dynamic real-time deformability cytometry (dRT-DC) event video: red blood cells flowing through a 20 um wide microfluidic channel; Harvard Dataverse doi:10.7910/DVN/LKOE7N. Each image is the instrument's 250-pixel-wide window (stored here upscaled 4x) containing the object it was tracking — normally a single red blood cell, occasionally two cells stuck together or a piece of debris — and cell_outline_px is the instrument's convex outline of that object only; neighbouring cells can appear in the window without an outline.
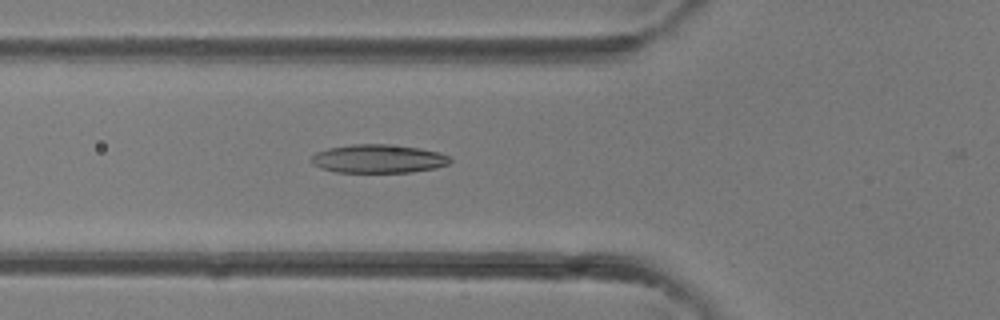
{"species": "common noctule bat (a hibernating species)", "species_latin": "Nyctalus noctula", "temperature_condition": "room temperature", "stored_images_in_passage": 33, "camera_frame_rate_fps": 3000, "um_per_image_px": 0.085, "animal": {"sex": "female"}, "frame": {"image": 1, "passage_image": 8, "time_ms": 2.333, "image_size_px": [1000, 320], "cell_outline_px": [[452, 160], [448, 164], [436, 168], [412, 172], [336, 172], [320, 168], [312, 164], [312, 156], [316, 152], [328, 148], [352, 144], [388, 144], [420, 148], [436, 152], [448, 156]], "centroid_in_image_um": [32.14, 13.49], "position_along_channel_um": 93.7, "area_um2": 23.0}}
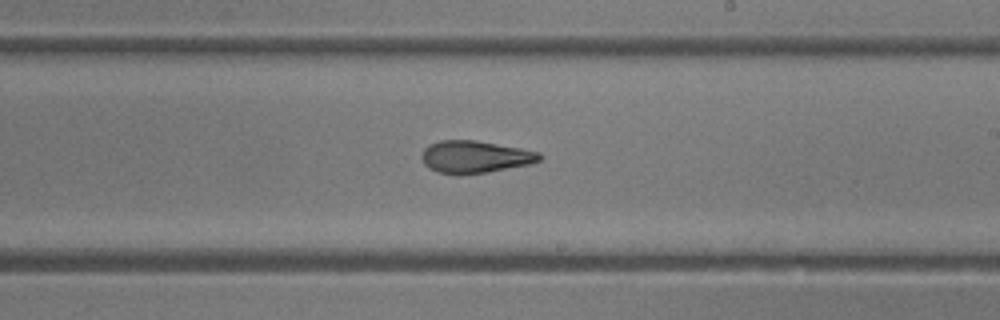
{"frame": {"image": 2, "passage_image": 17, "time_ms": 5.333, "image_size_px": [1000, 320], "cell_outline_px": [[544, 156], [540, 160], [528, 164], [488, 172], [440, 172], [428, 168], [424, 164], [420, 156], [424, 148], [428, 144], [440, 140], [476, 140], [520, 148], [540, 152]], "centroid_in_image_um": [40.37, 13.29], "position_along_channel_um": 248.6, "area_um2": 21.73}}
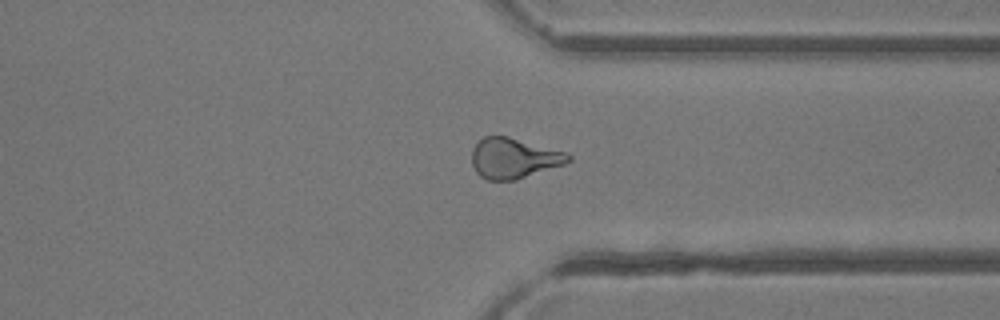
{"frame": {"image": 3, "passage_image": 24, "time_ms": 7.667, "image_size_px": [1000, 320], "cell_outline_px": [[572, 160], [564, 164], [516, 180], [488, 180], [480, 176], [476, 172], [472, 164], [472, 148], [484, 136], [508, 136], [568, 152], [572, 156]], "centroid_in_image_um": [43.69, 13.44], "position_along_channel_um": 367.7, "area_um2": 22.83}}